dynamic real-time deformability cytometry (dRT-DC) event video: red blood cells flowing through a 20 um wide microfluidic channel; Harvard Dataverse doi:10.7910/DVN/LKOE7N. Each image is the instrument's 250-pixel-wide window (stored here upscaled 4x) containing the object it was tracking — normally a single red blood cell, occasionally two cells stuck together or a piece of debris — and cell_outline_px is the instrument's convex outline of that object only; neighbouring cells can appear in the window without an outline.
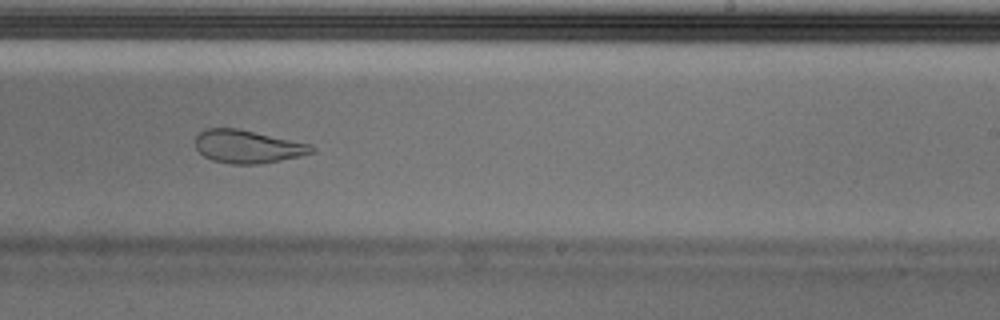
{"species": "Egyptian fruit bat (a non-hibernating species)", "species_latin": "Rousettus aegyptiacus", "temperature_condition": "cold", "stored_images_in_passage": 38, "camera_frame_rate_fps": 3000, "um_per_image_px": 0.085, "animal": {"sex": "male"}, "frame": {"image": 1, "passage_image": 17, "time_ms": 5.333, "image_size_px": [1000, 320], "cell_outline_px": [[316, 148], [312, 152], [300, 156], [260, 164], [232, 164], [212, 160], [204, 156], [196, 148], [196, 136], [200, 132], [208, 128], [236, 128], [312, 144]], "centroid_in_image_um": [21.05, 12.46], "position_along_channel_um": 267.9, "area_um2": 22.25}}